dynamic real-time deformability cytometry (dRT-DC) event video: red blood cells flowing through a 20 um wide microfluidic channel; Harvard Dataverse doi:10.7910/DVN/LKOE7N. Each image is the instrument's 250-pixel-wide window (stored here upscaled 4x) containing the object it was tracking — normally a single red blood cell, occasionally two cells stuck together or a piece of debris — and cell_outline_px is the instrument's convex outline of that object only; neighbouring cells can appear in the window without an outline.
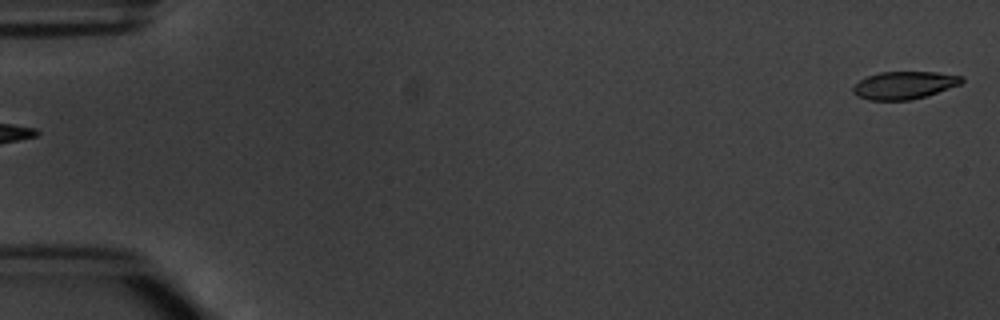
{"species": "common noctule bat (a hibernating species)", "species_latin": "Nyctalus noctula", "temperature_condition": "warm", "stored_images_in_passage": 6, "camera_frame_rate_fps": 3000, "um_per_image_px": 0.085, "animal": {"sex": "male", "body_mass_g": 20.1, "forearm_length_mm": 53.5}, "frame": {"image": 1, "passage_image": 1, "time_ms": 0.0, "image_size_px": [1000, 320], "cell_outline_px": [[964, 80], [960, 84], [912, 100], [868, 100], [856, 96], [852, 92], [852, 88], [864, 76], [880, 72], [936, 72], [964, 76]], "centroid_in_image_um": [76.81, 7.24], "position_along_channel_um": 8.2, "area_um2": 17.51}}
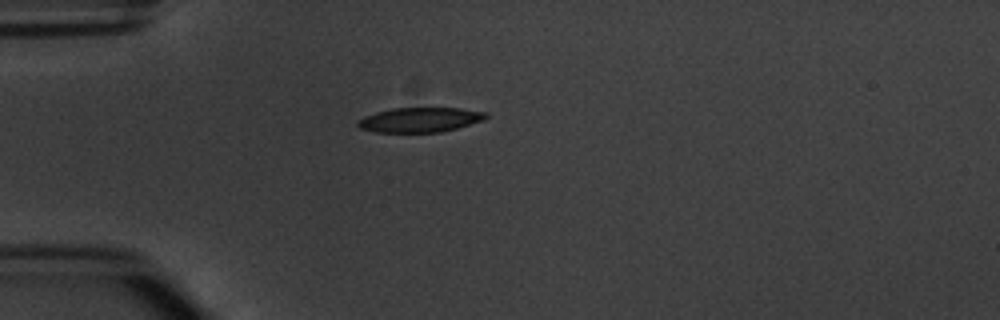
{"frame": {"image": 2, "passage_image": 4, "time_ms": 4.667, "image_size_px": [1000, 320], "cell_outline_px": [[488, 116], [484, 120], [456, 128], [440, 132], [376, 132], [360, 128], [356, 124], [356, 120], [364, 116], [376, 112], [392, 108], [460, 108], [488, 112]], "centroid_in_image_um": [35.69, 10.17], "position_along_channel_um": 49.3, "area_um2": 18.5}}